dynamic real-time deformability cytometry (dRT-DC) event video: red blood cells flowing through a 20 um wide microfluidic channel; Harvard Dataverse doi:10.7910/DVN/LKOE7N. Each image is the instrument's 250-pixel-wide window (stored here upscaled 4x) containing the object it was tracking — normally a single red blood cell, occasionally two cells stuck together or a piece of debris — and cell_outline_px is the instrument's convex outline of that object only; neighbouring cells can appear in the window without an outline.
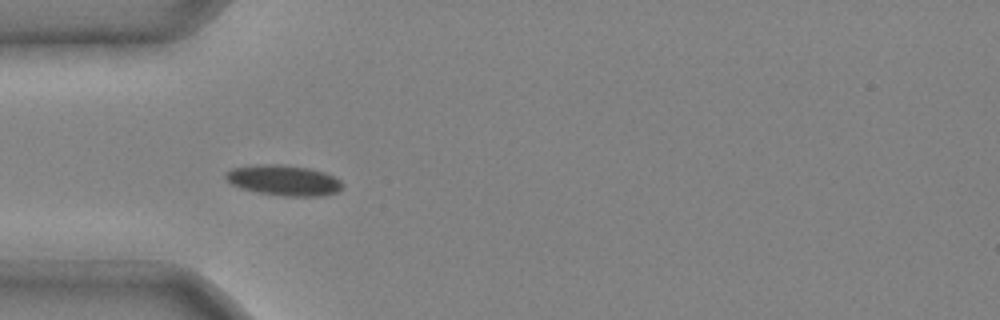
{"species": "common noctule bat (a hibernating species)", "species_latin": "Nyctalus noctula", "temperature_condition": "cold", "stored_images_in_passage": 5, "camera_frame_rate_fps": 3000, "um_per_image_px": 0.085, "animal": {"sex": "male", "body_mass_g": 20.4}, "frame": {"image": 1, "passage_image": 4, "time_ms": 1.0, "image_size_px": [1000, 320], "cell_outline_px": [[344, 188], [336, 192], [324, 196], [284, 196], [260, 192], [240, 188], [232, 184], [224, 176], [224, 172], [232, 168], [252, 164], [284, 164], [308, 168], [324, 172], [340, 180], [344, 184]], "centroid_in_image_um": [24.12, 15.31], "position_along_channel_um": 60.9, "area_um2": 20.92}}
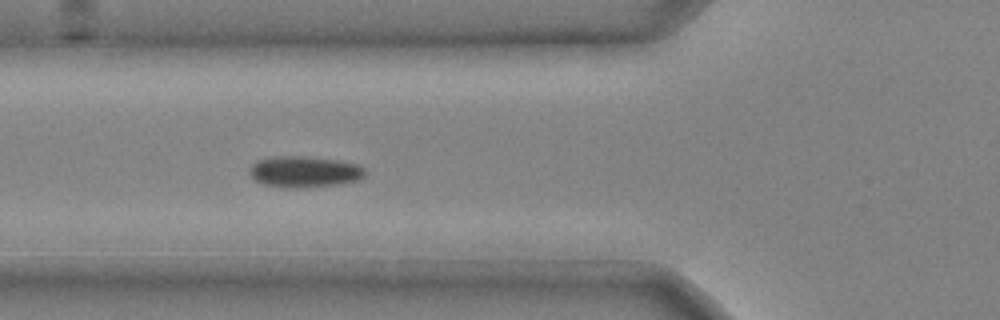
{"frame": {"image": 2, "passage_image": 5, "time_ms": 1.333, "image_size_px": [1000, 320], "cell_outline_px": [[364, 176], [360, 180], [340, 184], [296, 188], [288, 188], [264, 184], [256, 180], [248, 172], [252, 164], [256, 160], [276, 156], [304, 156], [340, 160], [356, 164], [364, 168]], "centroid_in_image_um": [25.87, 14.59], "position_along_channel_um": 99.9, "area_um2": 21.04}}